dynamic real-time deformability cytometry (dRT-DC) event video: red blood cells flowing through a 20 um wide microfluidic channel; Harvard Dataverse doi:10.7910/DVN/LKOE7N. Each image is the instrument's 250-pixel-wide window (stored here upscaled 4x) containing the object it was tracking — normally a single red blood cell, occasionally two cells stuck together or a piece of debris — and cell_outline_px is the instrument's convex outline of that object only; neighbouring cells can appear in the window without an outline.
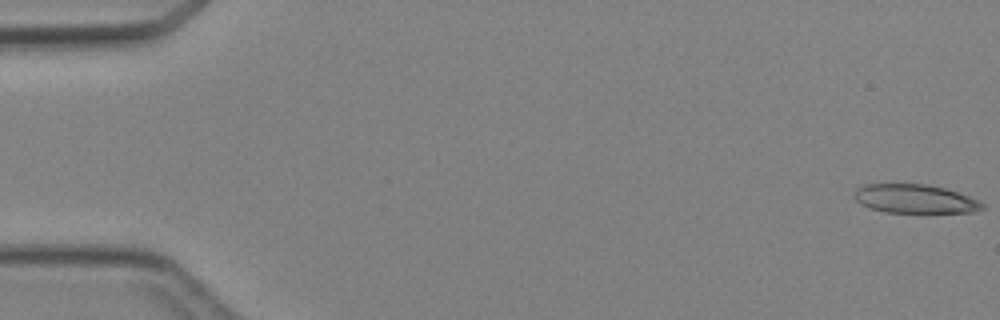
{"species": "Egyptian fruit bat (a non-hibernating species)", "species_latin": "Rousettus aegyptiacus", "temperature_condition": "cold", "stored_images_in_passage": 46, "camera_frame_rate_fps": 3000, "um_per_image_px": 0.085, "animal": {"sex": "female"}, "frame": {"image": 1, "passage_image": 1, "time_ms": 0.0, "image_size_px": [1000, 320], "cell_outline_px": [[984, 208], [972, 212], [884, 212], [868, 208], [860, 204], [852, 196], [856, 188], [864, 184], [928, 184], [944, 188], [968, 196], [984, 204]], "centroid_in_image_um": [77.69, 16.9], "position_along_channel_um": 7.3, "area_um2": 21.44}}
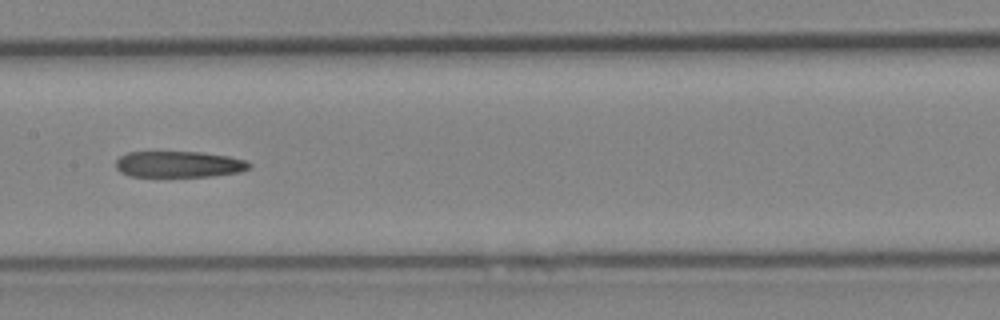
{"frame": {"image": 2, "passage_image": 24, "time_ms": 7.667, "image_size_px": [1000, 320], "cell_outline_px": [[252, 164], [248, 168], [240, 172], [212, 176], [132, 176], [120, 172], [116, 168], [116, 160], [120, 156], [128, 152], [200, 152], [228, 156], [244, 160]], "centroid_in_image_um": [15.19, 13.96], "position_along_channel_um": 192.2, "area_um2": 20.23}}
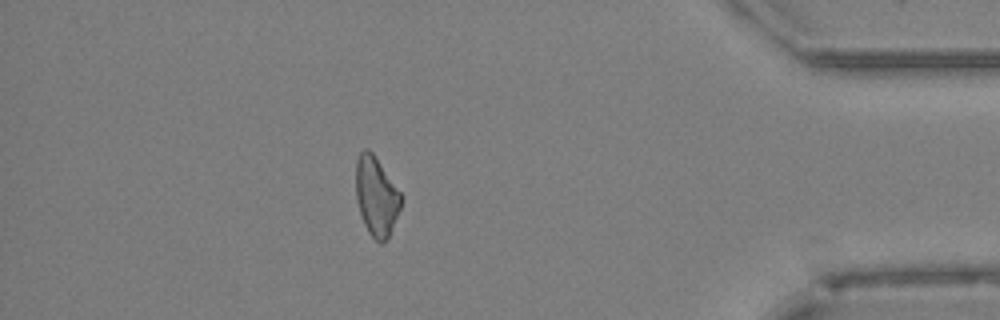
{"frame": {"image": 3, "passage_image": 41, "time_ms": 13.333, "image_size_px": [1000, 320], "cell_outline_px": [[404, 196], [400, 208], [388, 236], [384, 244], [380, 244], [368, 232], [364, 224], [356, 200], [356, 160], [360, 152], [364, 148], [368, 148], [372, 152]], "centroid_in_image_um": [31.99, 16.67], "position_along_channel_um": 403.2, "area_um2": 20.87}}